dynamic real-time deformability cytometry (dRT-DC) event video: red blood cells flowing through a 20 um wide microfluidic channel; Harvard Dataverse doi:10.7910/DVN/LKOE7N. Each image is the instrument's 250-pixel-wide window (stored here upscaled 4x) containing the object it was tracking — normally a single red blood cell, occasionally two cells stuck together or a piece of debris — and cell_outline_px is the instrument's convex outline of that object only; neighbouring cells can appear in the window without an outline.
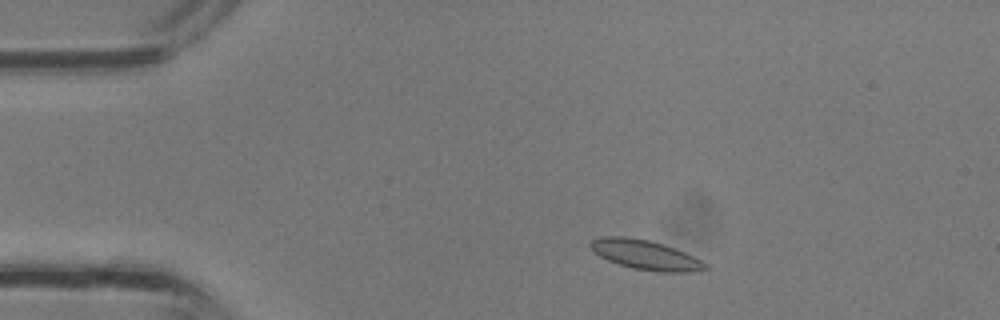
{"species": "common noctule bat (a hibernating species)", "species_latin": "Nyctalus noctula", "temperature_condition": "room temperature", "stored_images_in_passage": 33, "camera_frame_rate_fps": 3000, "um_per_image_px": 0.085, "animal": {"sex": "male", "body_mass_g": 13.3}, "frame": {"image": 1, "passage_image": 4, "time_ms": 1.0, "image_size_px": [1000, 320], "cell_outline_px": [[712, 268], [696, 272], [660, 272], [632, 268], [608, 260], [600, 256], [588, 244], [592, 240], [600, 236], [624, 236], [648, 240], [664, 244], [676, 248], [708, 264]], "centroid_in_image_um": [54.91, 21.67], "position_along_channel_um": 30.1, "area_um2": 19.83}}
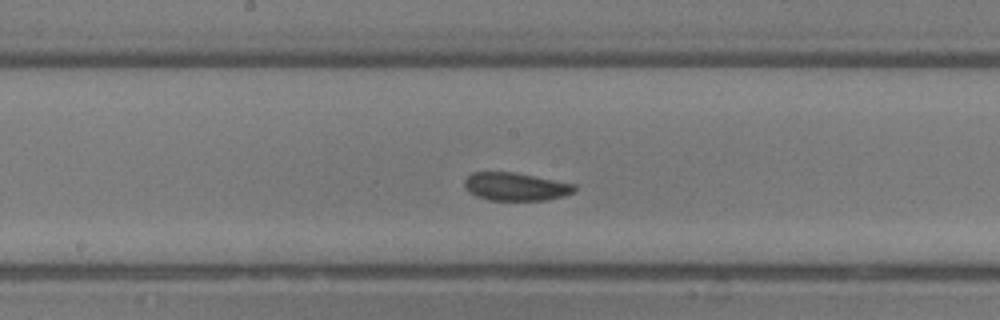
{"frame": {"image": 2, "passage_image": 16, "time_ms": 5.0, "image_size_px": [1000, 320], "cell_outline_px": [[576, 192], [564, 196], [548, 200], [488, 200], [476, 196], [468, 192], [464, 188], [464, 180], [472, 172], [516, 172], [576, 184]], "centroid_in_image_um": [43.84, 15.86], "position_along_channel_um": 204.4, "area_um2": 18.26}}
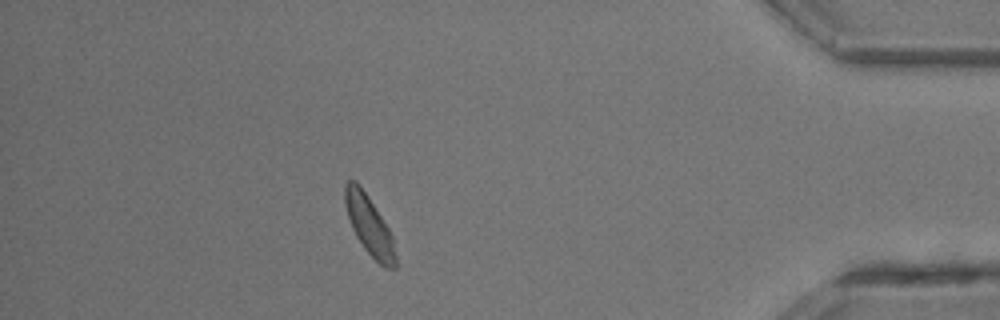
{"frame": {"image": 3, "passage_image": 29, "time_ms": 9.333, "image_size_px": [1000, 320], "cell_outline_px": [[396, 268], [384, 268], [364, 248], [356, 236], [352, 228], [344, 204], [344, 184], [348, 180], [356, 180], [360, 184], [368, 196], [388, 228], [392, 236], [396, 256]], "centroid_in_image_um": [31.36, 19.13], "position_along_channel_um": 403.8, "area_um2": 17.34}}